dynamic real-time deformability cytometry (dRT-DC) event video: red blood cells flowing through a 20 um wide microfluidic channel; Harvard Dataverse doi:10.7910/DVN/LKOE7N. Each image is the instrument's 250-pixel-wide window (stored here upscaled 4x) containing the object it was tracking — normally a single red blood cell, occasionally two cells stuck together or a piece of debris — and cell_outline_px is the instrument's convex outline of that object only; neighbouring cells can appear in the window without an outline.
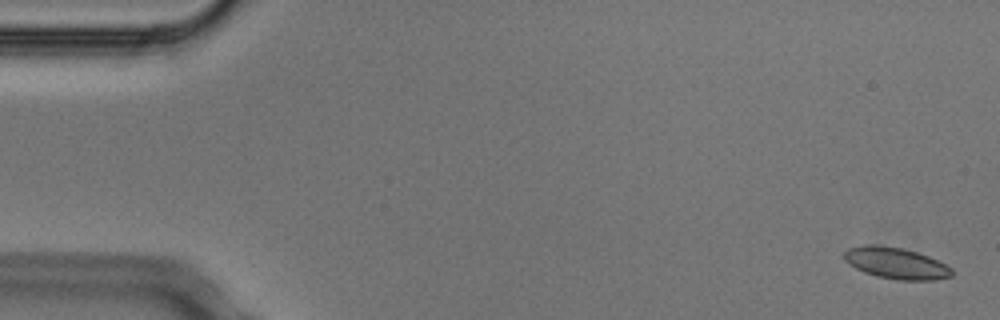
{"species": "Egyptian fruit bat (a non-hibernating species)", "species_latin": "Rousettus aegyptiacus", "temperature_condition": "cold", "stored_images_in_passage": 4, "camera_frame_rate_fps": 3000, "um_per_image_px": 0.085, "animal": {"sex": "male"}, "frame": {"image": 1, "passage_image": 1, "time_ms": 0.0, "image_size_px": [1000, 320], "cell_outline_px": [[952, 276], [936, 280], [896, 280], [876, 276], [864, 272], [848, 264], [844, 260], [844, 252], [848, 248], [864, 244], [880, 244], [900, 248], [916, 252], [928, 256], [952, 268]], "centroid_in_image_um": [76.12, 22.37], "position_along_channel_um": 8.9, "area_um2": 19.77}}
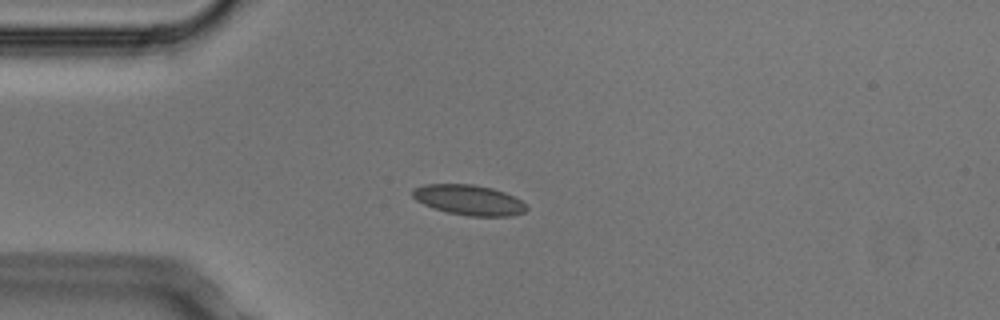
{"frame": {"image": 2, "passage_image": 4, "time_ms": 1.0, "image_size_px": [1000, 320], "cell_outline_px": [[528, 208], [524, 212], [512, 216], [468, 216], [448, 212], [432, 208], [416, 200], [412, 196], [412, 188], [424, 184], [472, 184], [492, 188], [504, 192], [528, 204]], "centroid_in_image_um": [39.85, 17.0], "position_along_channel_um": 45.2, "area_um2": 20.17}}